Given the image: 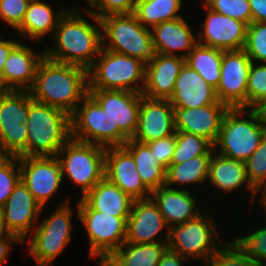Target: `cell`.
I'll return each mask as SVG.
<instances>
[{
    "instance_id": "cell-1",
    "label": "cell",
    "mask_w": 266,
    "mask_h": 266,
    "mask_svg": "<svg viewBox=\"0 0 266 266\" xmlns=\"http://www.w3.org/2000/svg\"><path fill=\"white\" fill-rule=\"evenodd\" d=\"M87 13L100 27L89 23L74 8L68 9L54 32L56 48L44 50L47 59L79 66L87 71L92 67L95 55H99L102 48V33L100 19Z\"/></svg>"
},
{
    "instance_id": "cell-2",
    "label": "cell",
    "mask_w": 266,
    "mask_h": 266,
    "mask_svg": "<svg viewBox=\"0 0 266 266\" xmlns=\"http://www.w3.org/2000/svg\"><path fill=\"white\" fill-rule=\"evenodd\" d=\"M30 93L35 101L59 108L71 116L88 94V71L44 57Z\"/></svg>"
},
{
    "instance_id": "cell-3",
    "label": "cell",
    "mask_w": 266,
    "mask_h": 266,
    "mask_svg": "<svg viewBox=\"0 0 266 266\" xmlns=\"http://www.w3.org/2000/svg\"><path fill=\"white\" fill-rule=\"evenodd\" d=\"M27 157H57L71 138V116L35 101L29 91Z\"/></svg>"
},
{
    "instance_id": "cell-4",
    "label": "cell",
    "mask_w": 266,
    "mask_h": 266,
    "mask_svg": "<svg viewBox=\"0 0 266 266\" xmlns=\"http://www.w3.org/2000/svg\"><path fill=\"white\" fill-rule=\"evenodd\" d=\"M100 23L102 48L138 58L145 65L157 56L152 31L143 26L134 14L109 15L100 18ZM106 38L109 44L105 43Z\"/></svg>"
},
{
    "instance_id": "cell-5",
    "label": "cell",
    "mask_w": 266,
    "mask_h": 266,
    "mask_svg": "<svg viewBox=\"0 0 266 266\" xmlns=\"http://www.w3.org/2000/svg\"><path fill=\"white\" fill-rule=\"evenodd\" d=\"M248 109L246 113L248 119L240 117H243L242 114L246 108H229L226 111L218 139L214 144L215 152L227 158L245 162L259 147L266 135V128L255 112L251 108Z\"/></svg>"
},
{
    "instance_id": "cell-6",
    "label": "cell",
    "mask_w": 266,
    "mask_h": 266,
    "mask_svg": "<svg viewBox=\"0 0 266 266\" xmlns=\"http://www.w3.org/2000/svg\"><path fill=\"white\" fill-rule=\"evenodd\" d=\"M145 73L146 65L138 58L101 48L98 57L88 70V89L142 93ZM139 81L142 82V87L134 86L136 83L139 84Z\"/></svg>"
},
{
    "instance_id": "cell-7",
    "label": "cell",
    "mask_w": 266,
    "mask_h": 266,
    "mask_svg": "<svg viewBox=\"0 0 266 266\" xmlns=\"http://www.w3.org/2000/svg\"><path fill=\"white\" fill-rule=\"evenodd\" d=\"M105 154L104 146L72 138L58 151L62 176L66 173L71 182L81 186L82 197L105 177Z\"/></svg>"
},
{
    "instance_id": "cell-8",
    "label": "cell",
    "mask_w": 266,
    "mask_h": 266,
    "mask_svg": "<svg viewBox=\"0 0 266 266\" xmlns=\"http://www.w3.org/2000/svg\"><path fill=\"white\" fill-rule=\"evenodd\" d=\"M71 138L105 148L124 146L129 140L89 93L71 115Z\"/></svg>"
},
{
    "instance_id": "cell-9",
    "label": "cell",
    "mask_w": 266,
    "mask_h": 266,
    "mask_svg": "<svg viewBox=\"0 0 266 266\" xmlns=\"http://www.w3.org/2000/svg\"><path fill=\"white\" fill-rule=\"evenodd\" d=\"M29 91L0 94V156L27 157Z\"/></svg>"
},
{
    "instance_id": "cell-10",
    "label": "cell",
    "mask_w": 266,
    "mask_h": 266,
    "mask_svg": "<svg viewBox=\"0 0 266 266\" xmlns=\"http://www.w3.org/2000/svg\"><path fill=\"white\" fill-rule=\"evenodd\" d=\"M69 200L58 206L56 211L44 219L34 229L28 240V254L33 256L38 266H48L61 254L70 242L71 218Z\"/></svg>"
},
{
    "instance_id": "cell-11",
    "label": "cell",
    "mask_w": 266,
    "mask_h": 266,
    "mask_svg": "<svg viewBox=\"0 0 266 266\" xmlns=\"http://www.w3.org/2000/svg\"><path fill=\"white\" fill-rule=\"evenodd\" d=\"M213 221L209 216L199 215L186 223L170 226L168 249L187 259L193 257L208 263L221 247L214 242L220 235Z\"/></svg>"
},
{
    "instance_id": "cell-12",
    "label": "cell",
    "mask_w": 266,
    "mask_h": 266,
    "mask_svg": "<svg viewBox=\"0 0 266 266\" xmlns=\"http://www.w3.org/2000/svg\"><path fill=\"white\" fill-rule=\"evenodd\" d=\"M77 216L84 224L90 240V256L112 255L126 241L127 221L92 210L82 199L77 204Z\"/></svg>"
},
{
    "instance_id": "cell-13",
    "label": "cell",
    "mask_w": 266,
    "mask_h": 266,
    "mask_svg": "<svg viewBox=\"0 0 266 266\" xmlns=\"http://www.w3.org/2000/svg\"><path fill=\"white\" fill-rule=\"evenodd\" d=\"M253 61L244 49L223 51L217 98L229 108L247 107L248 74Z\"/></svg>"
},
{
    "instance_id": "cell-14",
    "label": "cell",
    "mask_w": 266,
    "mask_h": 266,
    "mask_svg": "<svg viewBox=\"0 0 266 266\" xmlns=\"http://www.w3.org/2000/svg\"><path fill=\"white\" fill-rule=\"evenodd\" d=\"M20 179L43 208L62 182L58 157H19Z\"/></svg>"
},
{
    "instance_id": "cell-15",
    "label": "cell",
    "mask_w": 266,
    "mask_h": 266,
    "mask_svg": "<svg viewBox=\"0 0 266 266\" xmlns=\"http://www.w3.org/2000/svg\"><path fill=\"white\" fill-rule=\"evenodd\" d=\"M203 5L208 12L197 43L223 51L244 49L248 25L211 10L205 3Z\"/></svg>"
},
{
    "instance_id": "cell-16",
    "label": "cell",
    "mask_w": 266,
    "mask_h": 266,
    "mask_svg": "<svg viewBox=\"0 0 266 266\" xmlns=\"http://www.w3.org/2000/svg\"><path fill=\"white\" fill-rule=\"evenodd\" d=\"M118 128L130 139L135 135L142 93L123 90L88 89Z\"/></svg>"
},
{
    "instance_id": "cell-17",
    "label": "cell",
    "mask_w": 266,
    "mask_h": 266,
    "mask_svg": "<svg viewBox=\"0 0 266 266\" xmlns=\"http://www.w3.org/2000/svg\"><path fill=\"white\" fill-rule=\"evenodd\" d=\"M43 208L20 179L7 202L0 208L5 229L16 234L23 242Z\"/></svg>"
},
{
    "instance_id": "cell-18",
    "label": "cell",
    "mask_w": 266,
    "mask_h": 266,
    "mask_svg": "<svg viewBox=\"0 0 266 266\" xmlns=\"http://www.w3.org/2000/svg\"><path fill=\"white\" fill-rule=\"evenodd\" d=\"M104 171L105 178L133 200L151 197V191L142 182L132 155L123 146L106 148Z\"/></svg>"
},
{
    "instance_id": "cell-19",
    "label": "cell",
    "mask_w": 266,
    "mask_h": 266,
    "mask_svg": "<svg viewBox=\"0 0 266 266\" xmlns=\"http://www.w3.org/2000/svg\"><path fill=\"white\" fill-rule=\"evenodd\" d=\"M175 132L174 108L169 100L150 99L142 95L138 125L132 139L148 143Z\"/></svg>"
},
{
    "instance_id": "cell-20",
    "label": "cell",
    "mask_w": 266,
    "mask_h": 266,
    "mask_svg": "<svg viewBox=\"0 0 266 266\" xmlns=\"http://www.w3.org/2000/svg\"><path fill=\"white\" fill-rule=\"evenodd\" d=\"M45 57V51L35 54L28 46L18 43L10 52L0 85L3 90L30 91L35 83L38 65Z\"/></svg>"
},
{
    "instance_id": "cell-21",
    "label": "cell",
    "mask_w": 266,
    "mask_h": 266,
    "mask_svg": "<svg viewBox=\"0 0 266 266\" xmlns=\"http://www.w3.org/2000/svg\"><path fill=\"white\" fill-rule=\"evenodd\" d=\"M229 109L226 104H209L198 108H174L176 131L200 135L216 143L222 119Z\"/></svg>"
},
{
    "instance_id": "cell-22",
    "label": "cell",
    "mask_w": 266,
    "mask_h": 266,
    "mask_svg": "<svg viewBox=\"0 0 266 266\" xmlns=\"http://www.w3.org/2000/svg\"><path fill=\"white\" fill-rule=\"evenodd\" d=\"M184 54L157 56L146 65L142 95L150 99L169 100L173 94L180 69L185 64Z\"/></svg>"
},
{
    "instance_id": "cell-23",
    "label": "cell",
    "mask_w": 266,
    "mask_h": 266,
    "mask_svg": "<svg viewBox=\"0 0 266 266\" xmlns=\"http://www.w3.org/2000/svg\"><path fill=\"white\" fill-rule=\"evenodd\" d=\"M169 102L173 108H198L209 104H224L218 100L215 88L186 63L180 69Z\"/></svg>"
},
{
    "instance_id": "cell-24",
    "label": "cell",
    "mask_w": 266,
    "mask_h": 266,
    "mask_svg": "<svg viewBox=\"0 0 266 266\" xmlns=\"http://www.w3.org/2000/svg\"><path fill=\"white\" fill-rule=\"evenodd\" d=\"M169 227L151 198L134 200L127 220L126 241L135 244L160 243L155 239Z\"/></svg>"
},
{
    "instance_id": "cell-25",
    "label": "cell",
    "mask_w": 266,
    "mask_h": 266,
    "mask_svg": "<svg viewBox=\"0 0 266 266\" xmlns=\"http://www.w3.org/2000/svg\"><path fill=\"white\" fill-rule=\"evenodd\" d=\"M150 196H152L150 198L157 205L169 228L173 224L186 223L201 215L195 210L197 208L195 197H192L188 189H174L163 185L151 191Z\"/></svg>"
},
{
    "instance_id": "cell-26",
    "label": "cell",
    "mask_w": 266,
    "mask_h": 266,
    "mask_svg": "<svg viewBox=\"0 0 266 266\" xmlns=\"http://www.w3.org/2000/svg\"><path fill=\"white\" fill-rule=\"evenodd\" d=\"M152 40L157 53L176 56V50L187 51L184 58L197 44L189 25L182 17L164 21L152 27Z\"/></svg>"
},
{
    "instance_id": "cell-27",
    "label": "cell",
    "mask_w": 266,
    "mask_h": 266,
    "mask_svg": "<svg viewBox=\"0 0 266 266\" xmlns=\"http://www.w3.org/2000/svg\"><path fill=\"white\" fill-rule=\"evenodd\" d=\"M82 200L92 209L126 221L131 213L133 199L105 177Z\"/></svg>"
},
{
    "instance_id": "cell-28",
    "label": "cell",
    "mask_w": 266,
    "mask_h": 266,
    "mask_svg": "<svg viewBox=\"0 0 266 266\" xmlns=\"http://www.w3.org/2000/svg\"><path fill=\"white\" fill-rule=\"evenodd\" d=\"M208 179L212 185L224 192H232L244 183L252 192V199L258 194L256 188L249 181L245 162L217 155L215 151L209 163Z\"/></svg>"
},
{
    "instance_id": "cell-29",
    "label": "cell",
    "mask_w": 266,
    "mask_h": 266,
    "mask_svg": "<svg viewBox=\"0 0 266 266\" xmlns=\"http://www.w3.org/2000/svg\"><path fill=\"white\" fill-rule=\"evenodd\" d=\"M60 11L54 12L49 4L40 0H31L24 20L16 30L23 36L39 41L41 37L48 33L55 32L60 19L68 10L62 8Z\"/></svg>"
},
{
    "instance_id": "cell-30",
    "label": "cell",
    "mask_w": 266,
    "mask_h": 266,
    "mask_svg": "<svg viewBox=\"0 0 266 266\" xmlns=\"http://www.w3.org/2000/svg\"><path fill=\"white\" fill-rule=\"evenodd\" d=\"M133 157L144 185L153 191L166 183V169L154 158L146 143L130 138L123 146Z\"/></svg>"
},
{
    "instance_id": "cell-31",
    "label": "cell",
    "mask_w": 266,
    "mask_h": 266,
    "mask_svg": "<svg viewBox=\"0 0 266 266\" xmlns=\"http://www.w3.org/2000/svg\"><path fill=\"white\" fill-rule=\"evenodd\" d=\"M165 241L151 244H135L124 242L112 255L122 266H158L168 249L169 228Z\"/></svg>"
},
{
    "instance_id": "cell-32",
    "label": "cell",
    "mask_w": 266,
    "mask_h": 266,
    "mask_svg": "<svg viewBox=\"0 0 266 266\" xmlns=\"http://www.w3.org/2000/svg\"><path fill=\"white\" fill-rule=\"evenodd\" d=\"M223 50L197 43L185 58V63L213 88L220 82Z\"/></svg>"
},
{
    "instance_id": "cell-33",
    "label": "cell",
    "mask_w": 266,
    "mask_h": 266,
    "mask_svg": "<svg viewBox=\"0 0 266 266\" xmlns=\"http://www.w3.org/2000/svg\"><path fill=\"white\" fill-rule=\"evenodd\" d=\"M181 6L182 0H136L133 14L143 26L150 28L182 17L178 15Z\"/></svg>"
},
{
    "instance_id": "cell-34",
    "label": "cell",
    "mask_w": 266,
    "mask_h": 266,
    "mask_svg": "<svg viewBox=\"0 0 266 266\" xmlns=\"http://www.w3.org/2000/svg\"><path fill=\"white\" fill-rule=\"evenodd\" d=\"M212 155H199L181 164H171L166 169V183L170 187L174 183L188 184L200 182L203 184L209 176V163Z\"/></svg>"
},
{
    "instance_id": "cell-35",
    "label": "cell",
    "mask_w": 266,
    "mask_h": 266,
    "mask_svg": "<svg viewBox=\"0 0 266 266\" xmlns=\"http://www.w3.org/2000/svg\"><path fill=\"white\" fill-rule=\"evenodd\" d=\"M214 144L203 136L176 131V147L171 164H181L199 155H213Z\"/></svg>"
},
{
    "instance_id": "cell-36",
    "label": "cell",
    "mask_w": 266,
    "mask_h": 266,
    "mask_svg": "<svg viewBox=\"0 0 266 266\" xmlns=\"http://www.w3.org/2000/svg\"><path fill=\"white\" fill-rule=\"evenodd\" d=\"M209 259L207 266H259L235 242H227Z\"/></svg>"
},
{
    "instance_id": "cell-37",
    "label": "cell",
    "mask_w": 266,
    "mask_h": 266,
    "mask_svg": "<svg viewBox=\"0 0 266 266\" xmlns=\"http://www.w3.org/2000/svg\"><path fill=\"white\" fill-rule=\"evenodd\" d=\"M244 50L253 62L266 63V22H252L247 26Z\"/></svg>"
},
{
    "instance_id": "cell-38",
    "label": "cell",
    "mask_w": 266,
    "mask_h": 266,
    "mask_svg": "<svg viewBox=\"0 0 266 266\" xmlns=\"http://www.w3.org/2000/svg\"><path fill=\"white\" fill-rule=\"evenodd\" d=\"M259 266H266V225L234 240Z\"/></svg>"
},
{
    "instance_id": "cell-39",
    "label": "cell",
    "mask_w": 266,
    "mask_h": 266,
    "mask_svg": "<svg viewBox=\"0 0 266 266\" xmlns=\"http://www.w3.org/2000/svg\"><path fill=\"white\" fill-rule=\"evenodd\" d=\"M17 156H0V208L7 202L15 185L20 180V166Z\"/></svg>"
},
{
    "instance_id": "cell-40",
    "label": "cell",
    "mask_w": 266,
    "mask_h": 266,
    "mask_svg": "<svg viewBox=\"0 0 266 266\" xmlns=\"http://www.w3.org/2000/svg\"><path fill=\"white\" fill-rule=\"evenodd\" d=\"M205 4L222 15L241 20L247 25L252 23L249 0H205Z\"/></svg>"
},
{
    "instance_id": "cell-41",
    "label": "cell",
    "mask_w": 266,
    "mask_h": 266,
    "mask_svg": "<svg viewBox=\"0 0 266 266\" xmlns=\"http://www.w3.org/2000/svg\"><path fill=\"white\" fill-rule=\"evenodd\" d=\"M245 165L249 181L256 189L266 182V135Z\"/></svg>"
},
{
    "instance_id": "cell-42",
    "label": "cell",
    "mask_w": 266,
    "mask_h": 266,
    "mask_svg": "<svg viewBox=\"0 0 266 266\" xmlns=\"http://www.w3.org/2000/svg\"><path fill=\"white\" fill-rule=\"evenodd\" d=\"M266 96V63H252L247 83V107L251 108L261 98Z\"/></svg>"
},
{
    "instance_id": "cell-43",
    "label": "cell",
    "mask_w": 266,
    "mask_h": 266,
    "mask_svg": "<svg viewBox=\"0 0 266 266\" xmlns=\"http://www.w3.org/2000/svg\"><path fill=\"white\" fill-rule=\"evenodd\" d=\"M92 9L97 11H87L94 14L99 19L109 15L133 14L136 0H87Z\"/></svg>"
},
{
    "instance_id": "cell-44",
    "label": "cell",
    "mask_w": 266,
    "mask_h": 266,
    "mask_svg": "<svg viewBox=\"0 0 266 266\" xmlns=\"http://www.w3.org/2000/svg\"><path fill=\"white\" fill-rule=\"evenodd\" d=\"M31 0H0V18L17 29L24 20Z\"/></svg>"
},
{
    "instance_id": "cell-45",
    "label": "cell",
    "mask_w": 266,
    "mask_h": 266,
    "mask_svg": "<svg viewBox=\"0 0 266 266\" xmlns=\"http://www.w3.org/2000/svg\"><path fill=\"white\" fill-rule=\"evenodd\" d=\"M154 153V158L167 169L171 165L176 147V132L170 136L146 143Z\"/></svg>"
},
{
    "instance_id": "cell-46",
    "label": "cell",
    "mask_w": 266,
    "mask_h": 266,
    "mask_svg": "<svg viewBox=\"0 0 266 266\" xmlns=\"http://www.w3.org/2000/svg\"><path fill=\"white\" fill-rule=\"evenodd\" d=\"M11 243H22L23 241L13 233H8L6 236L0 238V265L7 259V255L11 250Z\"/></svg>"
},
{
    "instance_id": "cell-47",
    "label": "cell",
    "mask_w": 266,
    "mask_h": 266,
    "mask_svg": "<svg viewBox=\"0 0 266 266\" xmlns=\"http://www.w3.org/2000/svg\"><path fill=\"white\" fill-rule=\"evenodd\" d=\"M252 22H266V0H249Z\"/></svg>"
},
{
    "instance_id": "cell-48",
    "label": "cell",
    "mask_w": 266,
    "mask_h": 266,
    "mask_svg": "<svg viewBox=\"0 0 266 266\" xmlns=\"http://www.w3.org/2000/svg\"><path fill=\"white\" fill-rule=\"evenodd\" d=\"M185 259L178 253L167 249L163 254L158 266H183L182 260Z\"/></svg>"
},
{
    "instance_id": "cell-49",
    "label": "cell",
    "mask_w": 266,
    "mask_h": 266,
    "mask_svg": "<svg viewBox=\"0 0 266 266\" xmlns=\"http://www.w3.org/2000/svg\"><path fill=\"white\" fill-rule=\"evenodd\" d=\"M13 40H1L0 39V76L2 75L5 62L11 52V50L18 44Z\"/></svg>"
},
{
    "instance_id": "cell-50",
    "label": "cell",
    "mask_w": 266,
    "mask_h": 266,
    "mask_svg": "<svg viewBox=\"0 0 266 266\" xmlns=\"http://www.w3.org/2000/svg\"><path fill=\"white\" fill-rule=\"evenodd\" d=\"M251 109L255 112L256 116L260 120V122L266 128V96L261 98L258 102H256Z\"/></svg>"
},
{
    "instance_id": "cell-51",
    "label": "cell",
    "mask_w": 266,
    "mask_h": 266,
    "mask_svg": "<svg viewBox=\"0 0 266 266\" xmlns=\"http://www.w3.org/2000/svg\"><path fill=\"white\" fill-rule=\"evenodd\" d=\"M100 258L99 266H122V264L113 255H95L91 257Z\"/></svg>"
},
{
    "instance_id": "cell-52",
    "label": "cell",
    "mask_w": 266,
    "mask_h": 266,
    "mask_svg": "<svg viewBox=\"0 0 266 266\" xmlns=\"http://www.w3.org/2000/svg\"><path fill=\"white\" fill-rule=\"evenodd\" d=\"M256 191L260 192L261 191V203L263 207H265L266 210V182L263 183L261 186H259Z\"/></svg>"
},
{
    "instance_id": "cell-53",
    "label": "cell",
    "mask_w": 266,
    "mask_h": 266,
    "mask_svg": "<svg viewBox=\"0 0 266 266\" xmlns=\"http://www.w3.org/2000/svg\"><path fill=\"white\" fill-rule=\"evenodd\" d=\"M9 232L5 229L4 223H3V217L0 211V238L6 236Z\"/></svg>"
},
{
    "instance_id": "cell-54",
    "label": "cell",
    "mask_w": 266,
    "mask_h": 266,
    "mask_svg": "<svg viewBox=\"0 0 266 266\" xmlns=\"http://www.w3.org/2000/svg\"><path fill=\"white\" fill-rule=\"evenodd\" d=\"M4 90L2 89L1 85H0V94L3 92Z\"/></svg>"
}]
</instances>
